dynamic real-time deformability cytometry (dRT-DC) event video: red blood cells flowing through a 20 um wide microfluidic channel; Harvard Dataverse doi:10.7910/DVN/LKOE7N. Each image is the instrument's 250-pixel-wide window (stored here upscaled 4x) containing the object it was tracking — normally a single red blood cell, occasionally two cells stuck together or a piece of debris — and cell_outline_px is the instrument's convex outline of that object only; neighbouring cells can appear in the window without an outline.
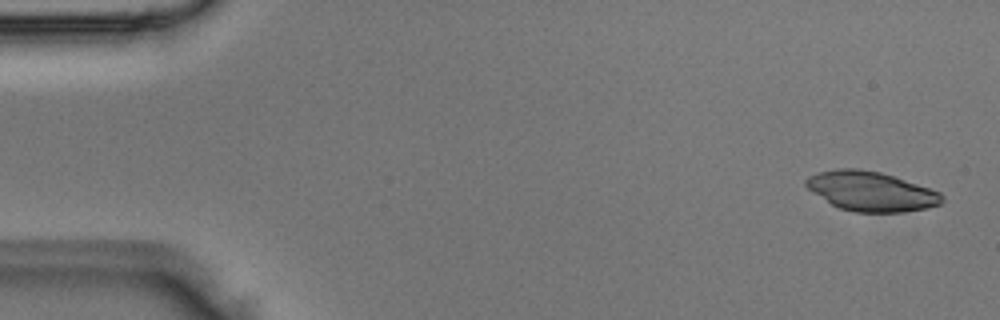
{"species": "Egyptian fruit bat (a non-hibernating species)", "species_latin": "Rousettus aegyptiacus", "temperature_condition": "room temperature", "stored_images_in_passage": 3, "camera_frame_rate_fps": 3000, "um_per_image_px": 0.085, "animal": {"sex": "male"}, "frame": {"image": 1, "passage_image": 1, "time_ms": 0.0, "image_size_px": [1000, 320], "cell_outline_px": [[944, 200], [940, 204], [928, 208], [904, 212], [856, 212], [840, 208], [832, 204], [808, 188], [804, 184], [804, 180], [808, 176], [820, 172], [836, 168], [856, 168], [880, 172], [940, 192], [944, 196]], "centroid_in_image_um": [74.04, 16.26], "position_along_channel_um": 11.0, "area_um2": 31.04}}
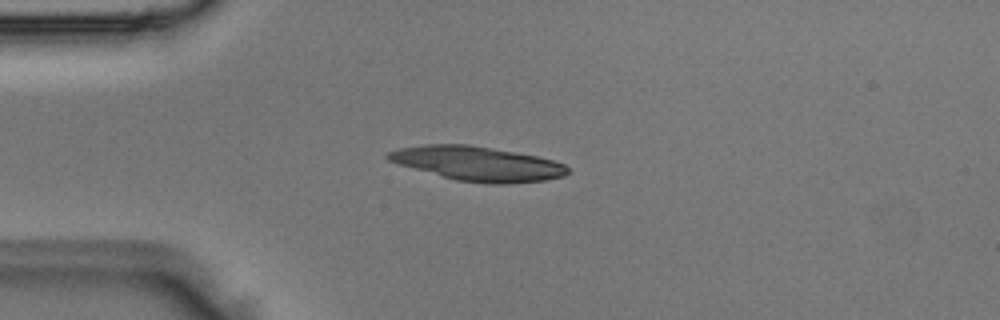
{"frame": {"image": 2, "passage_image": 3, "time_ms": 0.667, "image_size_px": [1000, 320], "cell_outline_px": [[568, 172], [564, 176], [544, 180], [508, 184], [492, 184], [456, 180], [400, 164], [388, 160], [384, 156], [388, 152], [400, 148], [424, 144], [468, 144], [536, 156], [552, 160], [564, 164], [568, 168]], "centroid_in_image_um": [40.59, 13.91], "position_along_channel_um": 44.4, "area_um2": 35.55}}